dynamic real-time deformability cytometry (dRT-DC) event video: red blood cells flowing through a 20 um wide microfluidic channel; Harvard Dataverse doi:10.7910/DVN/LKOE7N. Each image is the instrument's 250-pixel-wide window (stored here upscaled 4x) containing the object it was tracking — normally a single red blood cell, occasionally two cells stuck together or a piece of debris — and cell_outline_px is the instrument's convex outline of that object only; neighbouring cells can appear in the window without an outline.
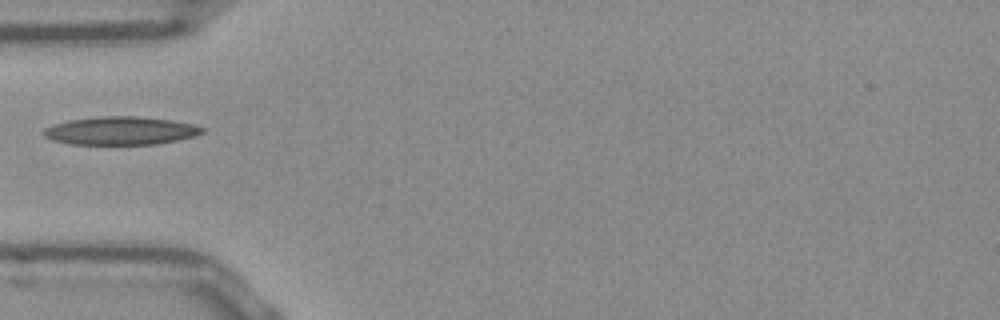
{"species": "Egyptian fruit bat (a non-hibernating species)", "species_latin": "Rousettus aegyptiacus", "temperature_condition": "room temperature", "stored_images_in_passage": 35, "camera_frame_rate_fps": 3000, "um_per_image_px": 0.085, "frame": {"image": 1, "passage_image": 1, "time_ms": 0.0, "image_size_px": [1000, 320], "cell_outline_px": [[204, 132], [196, 136], [156, 144], [68, 144], [52, 140], [44, 136], [44, 128], [52, 124], [68, 120], [96, 116], [140, 116], [172, 120], [192, 124], [204, 128]], "centroid_in_image_um": [10.23, 11.1], "position_along_channel_um": 74.8, "area_um2": 26.18}}
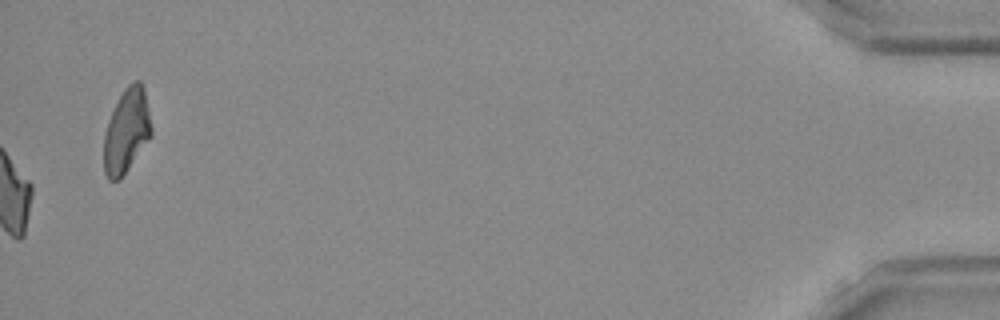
{"frame": {"image": 2, "passage_image": 35, "time_ms": 11.333, "image_size_px": [1000, 320], "cell_outline_px": [[152, 136], [120, 180], [108, 180], [104, 172], [104, 136], [108, 120], [124, 88], [132, 80], [140, 80], [144, 88], [152, 128]], "centroid_in_image_um": [10.76, 11.13], "position_along_channel_um": 424.4, "area_um2": 23.35}}